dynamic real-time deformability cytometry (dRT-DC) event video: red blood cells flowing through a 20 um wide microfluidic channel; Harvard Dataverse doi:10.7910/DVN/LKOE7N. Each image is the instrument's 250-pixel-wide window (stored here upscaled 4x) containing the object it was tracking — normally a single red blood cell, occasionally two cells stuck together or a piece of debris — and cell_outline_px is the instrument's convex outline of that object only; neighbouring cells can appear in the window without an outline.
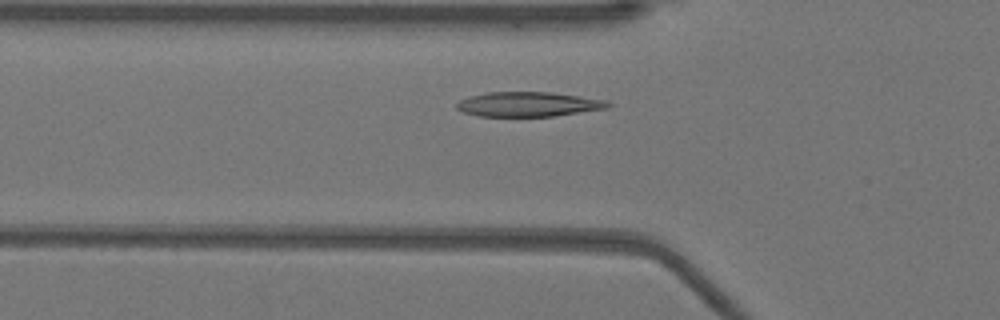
{"species": "Egyptian fruit bat (a non-hibernating species)", "species_latin": "Rousettus aegyptiacus", "temperature_condition": "warm", "stored_images_in_passage": 34, "camera_frame_rate_fps": 3000, "um_per_image_px": 0.085, "animal": {"sex": "female"}, "frame": {"image": 1, "passage_image": 6, "time_ms": 1.667, "image_size_px": [1000, 320], "cell_outline_px": [[612, 104], [608, 108], [552, 116], [480, 116], [464, 112], [456, 108], [456, 104], [460, 100], [468, 96], [488, 92], [552, 92], [580, 96], [604, 100]], "centroid_in_image_um": [44.89, 8.85], "position_along_channel_um": 80.9, "area_um2": 21.62}}
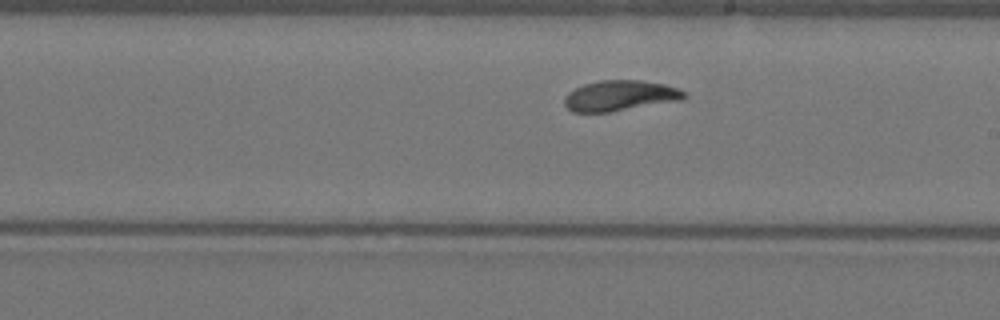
{"frame": {"image": 2, "passage_image": 18, "time_ms": 5.667, "image_size_px": [1000, 320], "cell_outline_px": [[688, 96], [680, 100], [608, 112], [572, 112], [564, 104], [564, 96], [568, 92], [584, 84], [600, 80], [640, 80], [664, 84], [676, 88], [684, 92]], "centroid_in_image_um": [52.66, 8.13], "position_along_channel_um": 236.3, "area_um2": 21.1}}
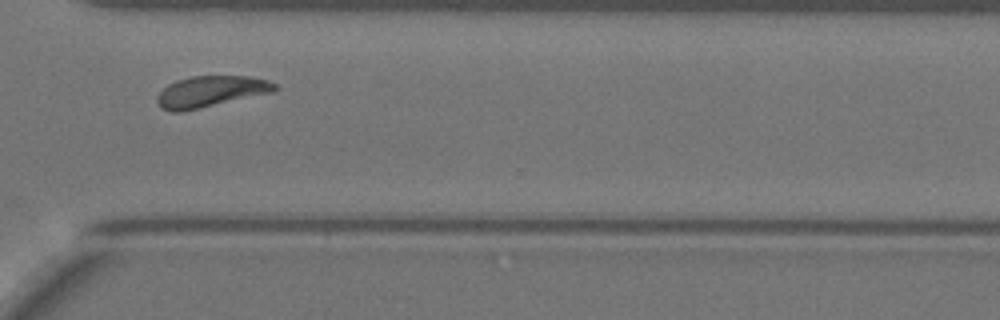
{"frame": {"image": 3, "passage_image": 27, "time_ms": 8.667, "image_size_px": [1000, 320], "cell_outline_px": [[276, 88], [272, 92], [180, 112], [172, 112], [160, 108], [156, 100], [156, 96], [168, 84], [176, 80], [192, 76], [248, 76], [268, 80], [276, 84]], "centroid_in_image_um": [17.85, 7.77], "position_along_channel_um": 352.7, "area_um2": 21.1}, "authors_computed_cell_mechanics": {"area_um2": 21.1837, "velocity_mm_per_s": 3.8763, "shape_relaxation_time_tau1_ms": 2.0808, "shape_relaxation_time_tau2_ms": 1.9547, "deformation_change_tau1": 0.1277, "deformation_change_tau2": 0.0743}}